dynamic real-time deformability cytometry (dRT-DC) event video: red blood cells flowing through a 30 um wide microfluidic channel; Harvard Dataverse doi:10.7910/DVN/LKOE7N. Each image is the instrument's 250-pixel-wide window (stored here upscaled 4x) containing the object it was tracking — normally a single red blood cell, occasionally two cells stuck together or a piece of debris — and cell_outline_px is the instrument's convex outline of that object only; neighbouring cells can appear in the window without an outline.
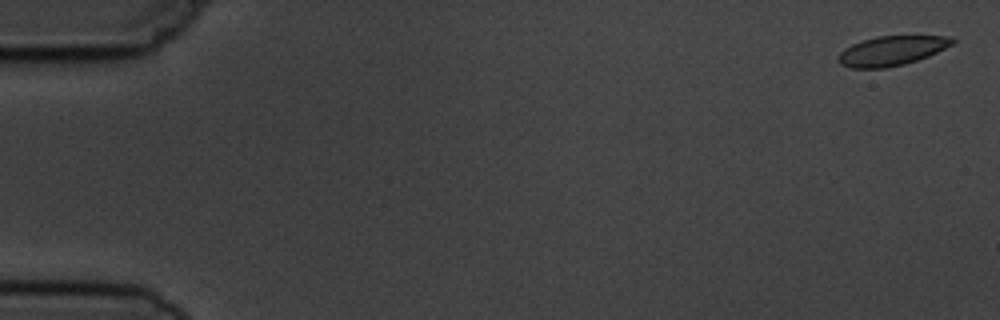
{"species": "common noctule bat (a hibernating species)", "species_latin": "Nyctalus noctula", "temperature_condition": "cold", "stored_images_in_passage": 11, "camera_frame_rate_fps": 3000, "um_per_image_px": 0.085, "animal": {"sex": "male", "body_mass_g": 19.5, "forearm_length_mm": 54.6}, "frame": {"image": 1, "passage_image": 1, "time_ms": 0.0, "image_size_px": [1000, 320], "cell_outline_px": [[956, 40], [952, 44], [928, 56], [904, 64], [884, 68], [848, 68], [840, 64], [836, 60], [840, 52], [844, 48], [852, 44], [876, 36], [952, 36]], "centroid_in_image_um": [75.75, 4.32], "position_along_channel_um": 9.3, "area_um2": 19.59}}
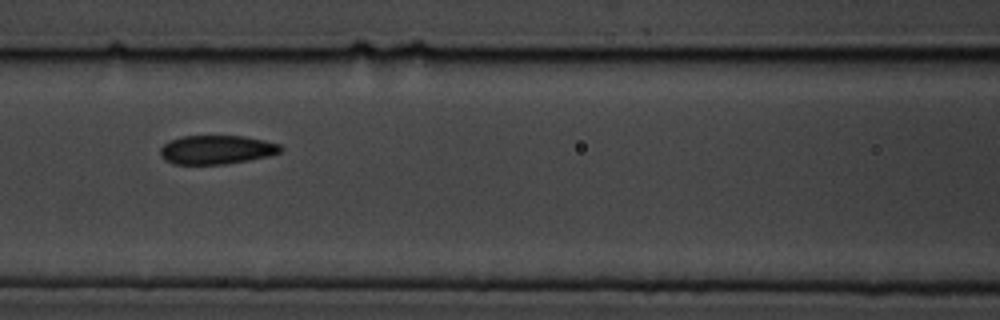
{"frame": {"image": 2, "passage_image": 7, "time_ms": 7.667, "image_size_px": [1000, 320], "cell_outline_px": [[284, 148], [280, 152], [268, 156], [248, 160], [224, 164], [172, 164], [164, 160], [160, 156], [160, 148], [164, 144], [180, 136], [244, 136], [264, 140], [280, 144]], "centroid_in_image_um": [18.4, 12.72], "position_along_channel_um": 148.2, "area_um2": 20.29}}
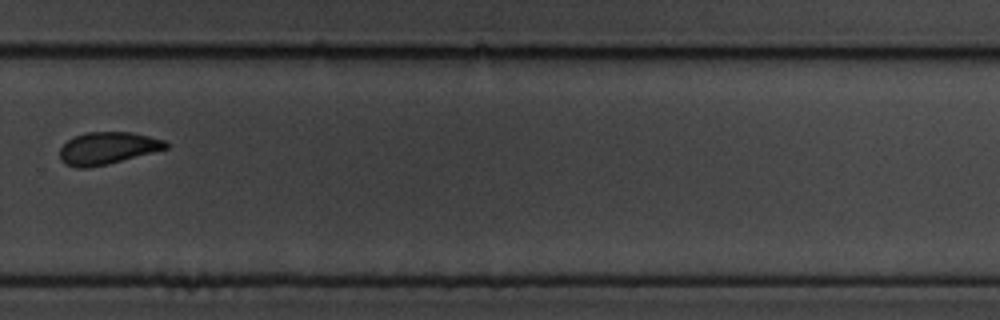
{"frame": {"image": 3, "passage_image": 11, "time_ms": 12.333, "image_size_px": [1000, 320], "cell_outline_px": [[168, 148], [108, 164], [88, 168], [76, 168], [64, 164], [60, 160], [60, 148], [68, 140], [76, 136], [88, 132], [132, 132], [164, 140], [168, 144]], "centroid_in_image_um": [9.11, 12.6], "position_along_channel_um": 320.7, "area_um2": 19.83}}